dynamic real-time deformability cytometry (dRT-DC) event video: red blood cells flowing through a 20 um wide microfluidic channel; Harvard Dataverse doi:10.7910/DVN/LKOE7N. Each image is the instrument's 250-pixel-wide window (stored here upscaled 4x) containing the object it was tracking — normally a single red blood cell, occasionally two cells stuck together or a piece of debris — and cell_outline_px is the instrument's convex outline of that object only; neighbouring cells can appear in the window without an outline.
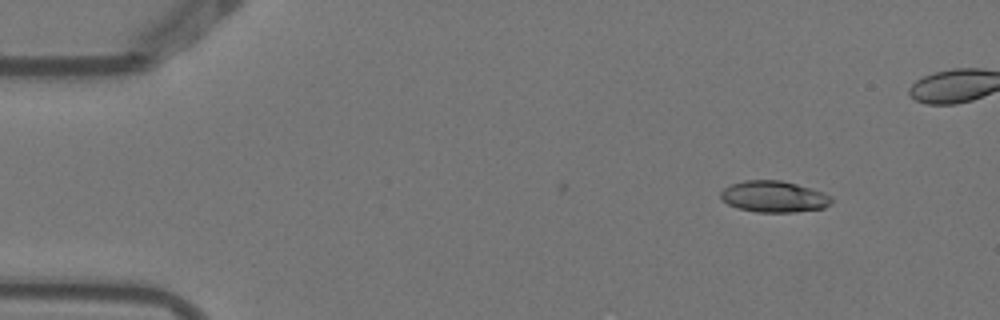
{"species": "Egyptian fruit bat (a non-hibernating species)", "species_latin": "Rousettus aegyptiacus", "temperature_condition": "warm", "stored_images_in_passage": 3, "camera_frame_rate_fps": 3000, "um_per_image_px": 0.085, "animal": {"sex": "female"}, "frame": {"image": 1, "passage_image": 3, "time_ms": 0.667, "image_size_px": [1000, 320], "cell_outline_px": [[832, 204], [824, 208], [796, 212], [756, 212], [736, 208], [728, 204], [720, 196], [720, 192], [724, 188], [732, 184], [744, 180], [780, 180], [812, 188], [824, 192], [832, 196]], "centroid_in_image_um": [65.81, 16.72], "position_along_channel_um": 19.2, "area_um2": 20.4}}